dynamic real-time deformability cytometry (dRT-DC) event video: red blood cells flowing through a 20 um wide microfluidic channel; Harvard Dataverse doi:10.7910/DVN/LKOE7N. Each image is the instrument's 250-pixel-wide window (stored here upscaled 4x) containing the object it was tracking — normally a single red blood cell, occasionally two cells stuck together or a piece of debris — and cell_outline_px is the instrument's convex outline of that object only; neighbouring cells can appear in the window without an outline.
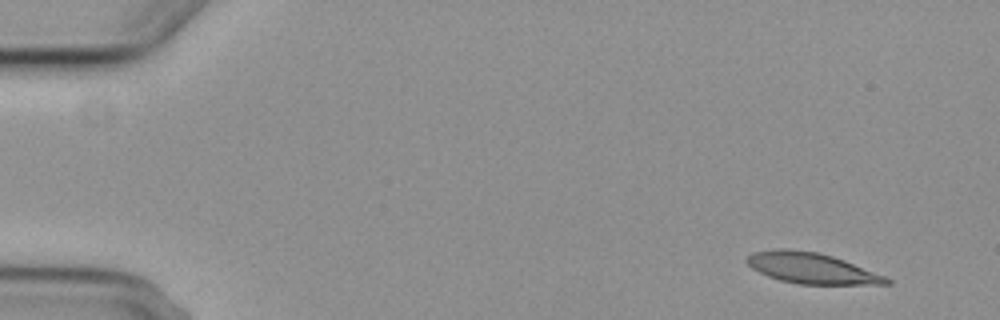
{"species": "common noctule bat (a hibernating species)", "species_latin": "Nyctalus noctula", "temperature_condition": "cold", "stored_images_in_passage": 9, "camera_frame_rate_fps": 3000, "um_per_image_px": 0.085, "animal": {"sex": "female", "body_mass_g": 29.2, "forearm_length_mm": 56.3}, "frame": {"image": 1, "passage_image": 1, "time_ms": 0.0, "image_size_px": [1000, 320], "cell_outline_px": [[892, 284], [796, 284], [780, 280], [768, 276], [752, 268], [744, 260], [752, 252], [776, 248], [788, 248], [816, 252], [832, 256], [844, 260], [884, 276], [892, 280]], "centroid_in_image_um": [68.94, 22.79], "position_along_channel_um": 16.1, "area_um2": 24.91}}
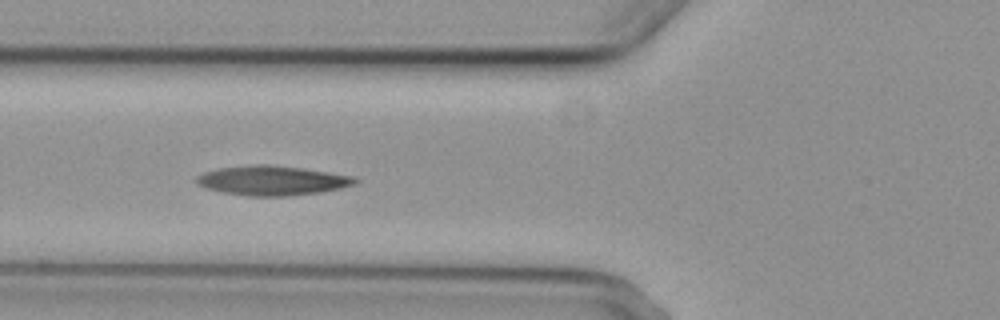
{"frame": {"image": 2, "passage_image": 6, "time_ms": 5.667, "image_size_px": [1000, 320], "cell_outline_px": [[360, 180], [356, 184], [340, 188], [320, 192], [288, 196], [248, 196], [220, 192], [196, 184], [196, 176], [204, 172], [216, 168], [256, 164], [268, 164], [304, 168], [352, 176]], "centroid_in_image_um": [23.12, 15.34], "position_along_channel_um": 102.7, "area_um2": 27.46}}
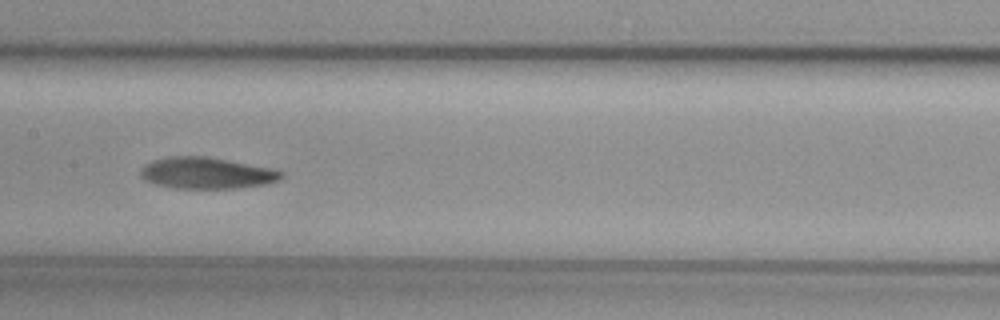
{"frame": {"image": 3, "passage_image": 8, "time_ms": 8.0, "image_size_px": [1000, 320], "cell_outline_px": [[284, 176], [280, 180], [268, 184], [236, 188], [172, 188], [156, 184], [144, 180], [140, 176], [140, 168], [144, 164], [152, 160], [168, 156], [208, 156], [272, 168], [284, 172]], "centroid_in_image_um": [17.56, 14.7], "position_along_channel_um": 189.8, "area_um2": 26.13}}